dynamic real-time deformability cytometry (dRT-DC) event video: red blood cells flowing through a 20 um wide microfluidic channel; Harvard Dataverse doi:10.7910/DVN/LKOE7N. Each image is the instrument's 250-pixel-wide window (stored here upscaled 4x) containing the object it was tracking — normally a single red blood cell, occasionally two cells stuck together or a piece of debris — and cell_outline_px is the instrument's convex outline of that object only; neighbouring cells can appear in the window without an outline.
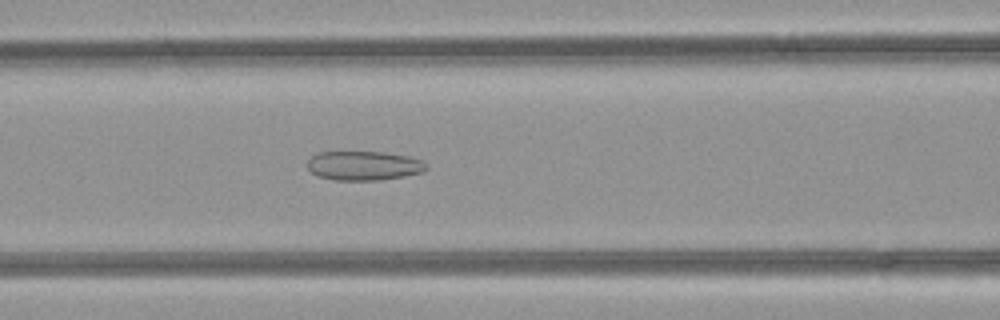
{"species": "common noctule bat (a hibernating species)", "species_latin": "Nyctalus noctula", "temperature_condition": "room temperature", "stored_images_in_passage": 50, "camera_frame_rate_fps": 3000, "um_per_image_px": 0.085, "animal": {"sex": "female", "body_mass_g": 21.9}, "frame": {"image": 1, "passage_image": 21, "time_ms": 6.667, "image_size_px": [1000, 320], "cell_outline_px": [[428, 168], [424, 172], [404, 176], [380, 180], [336, 180], [320, 176], [312, 172], [308, 168], [308, 160], [312, 156], [320, 152], [384, 152], [408, 156], [420, 160], [428, 164]], "centroid_in_image_um": [30.97, 14.08], "position_along_channel_um": 135.6, "area_um2": 20.17}}
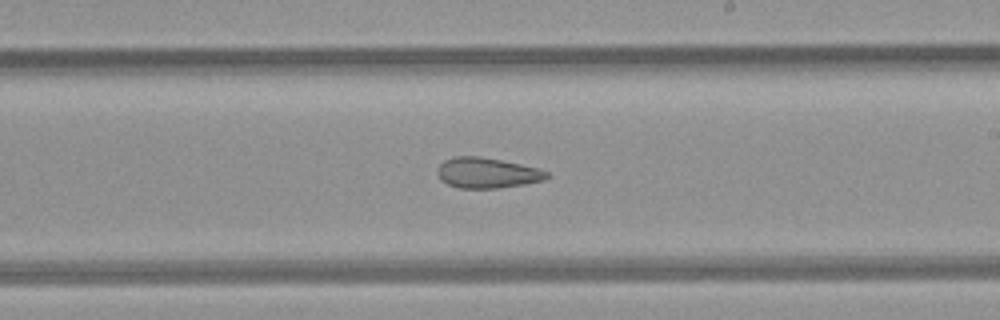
{"frame": {"image": 2, "passage_image": 29, "time_ms": 9.333, "image_size_px": [1000, 320], "cell_outline_px": [[548, 176], [544, 180], [524, 184], [496, 188], [460, 188], [448, 184], [440, 180], [436, 172], [436, 168], [444, 160], [452, 156], [480, 156], [520, 164], [536, 168], [548, 172]], "centroid_in_image_um": [41.34, 14.69], "position_along_channel_um": 247.7, "area_um2": 19.36}}
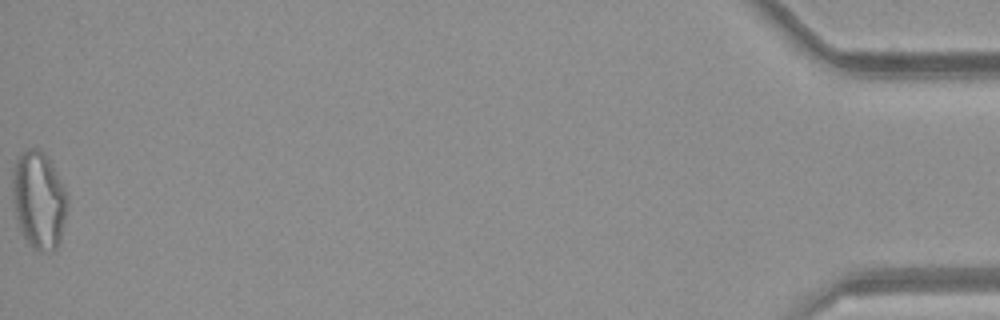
{"frame": {"image": 3, "passage_image": 50, "time_ms": 16.333, "image_size_px": [1000, 320], "cell_outline_px": [[68, 204], [60, 240], [56, 248], [52, 252], [40, 252], [32, 248], [28, 244], [20, 232], [16, 216], [12, 196], [12, 168], [16, 160], [28, 148], [40, 148], [48, 156], [68, 196]], "centroid_in_image_um": [3.29, 17.02], "position_along_channel_um": 431.9, "area_um2": 31.56}, "authors_computed_cell_mechanics": {"area_um2": 24.4494, "velocity_mm_per_s": 4.2116, "shape_relaxation_time_tau1_ms": null, "shape_relaxation_time_tau2_ms": 3.5485, "deformation_change_tau1": null, "deformation_change_tau2": 0.1186}}